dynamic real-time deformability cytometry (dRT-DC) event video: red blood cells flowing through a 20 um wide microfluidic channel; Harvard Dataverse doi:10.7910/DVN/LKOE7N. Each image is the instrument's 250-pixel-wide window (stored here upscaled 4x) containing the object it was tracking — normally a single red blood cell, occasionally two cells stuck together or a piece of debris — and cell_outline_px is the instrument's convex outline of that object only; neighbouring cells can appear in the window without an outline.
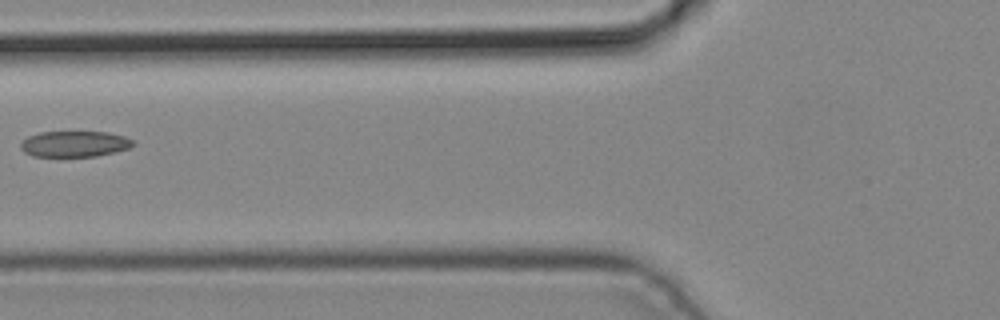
{"species": "common noctule bat (a hibernating species)", "species_latin": "Nyctalus noctula", "temperature_condition": "cold", "stored_images_in_passage": 4, "camera_frame_rate_fps": 3000, "um_per_image_px": 0.085, "animal": {"sex": "male", "body_mass_g": 19.2, "forearm_length_mm": 51.8}, "frame": {"image": 1, "passage_image": 4, "time_ms": 1.0, "image_size_px": [1000, 320], "cell_outline_px": [[136, 144], [128, 148], [116, 152], [96, 156], [32, 156], [24, 152], [20, 148], [20, 144], [28, 136], [40, 132], [108, 132], [124, 136], [132, 140]], "centroid_in_image_um": [6.34, 12.23], "position_along_channel_um": 119.5, "area_um2": 16.94}}